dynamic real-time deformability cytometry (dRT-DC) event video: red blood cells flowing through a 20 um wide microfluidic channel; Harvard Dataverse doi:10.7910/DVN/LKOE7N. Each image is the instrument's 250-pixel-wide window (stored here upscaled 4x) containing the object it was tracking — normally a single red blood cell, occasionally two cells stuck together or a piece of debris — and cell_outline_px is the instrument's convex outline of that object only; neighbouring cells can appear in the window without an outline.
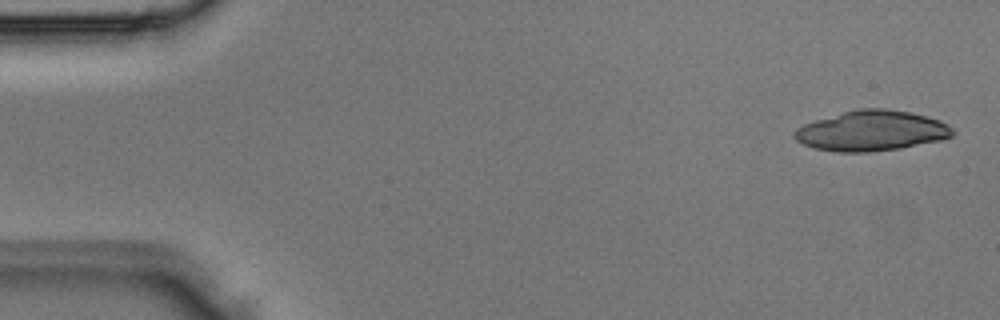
{"species": "Egyptian fruit bat (a non-hibernating species)", "species_latin": "Rousettus aegyptiacus", "temperature_condition": "room temperature", "stored_images_in_passage": 4, "camera_frame_rate_fps": 3000, "um_per_image_px": 0.085, "animal": {"sex": "male"}, "frame": {"image": 1, "passage_image": 1, "time_ms": 0.0, "image_size_px": [1000, 320], "cell_outline_px": [[956, 132], [952, 136], [944, 140], [900, 148], [868, 152], [836, 152], [816, 148], [804, 144], [796, 140], [792, 136], [792, 132], [796, 128], [804, 124], [816, 120], [844, 112], [860, 108], [884, 108], [912, 112], [928, 116], [948, 124]], "centroid_in_image_um": [74.11, 11.12], "position_along_channel_um": 10.9, "area_um2": 37.28}}